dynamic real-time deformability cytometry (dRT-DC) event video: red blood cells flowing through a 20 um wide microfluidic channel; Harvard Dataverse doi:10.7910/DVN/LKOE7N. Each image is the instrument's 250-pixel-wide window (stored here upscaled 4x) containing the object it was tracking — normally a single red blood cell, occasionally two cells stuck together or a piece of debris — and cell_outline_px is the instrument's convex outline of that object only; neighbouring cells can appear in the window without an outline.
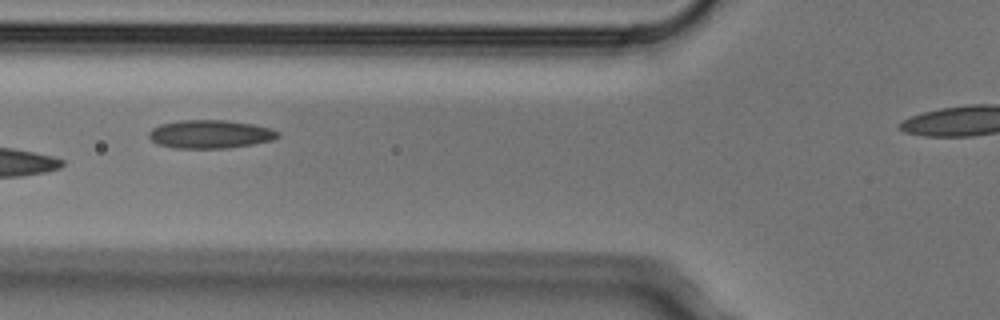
{"species": "Egyptian fruit bat (a non-hibernating species)", "species_latin": "Rousettus aegyptiacus", "temperature_condition": "cold", "stored_images_in_passage": 10, "camera_frame_rate_fps": 3000, "um_per_image_px": 0.085, "animal": {"sex": "male"}, "frame": {"image": 1, "passage_image": 5, "time_ms": 1.333, "image_size_px": [1000, 320], "cell_outline_px": [[280, 136], [272, 140], [252, 144], [228, 148], [172, 148], [156, 144], [148, 136], [148, 132], [152, 128], [160, 124], [180, 120], [228, 120], [252, 124], [272, 128], [280, 132]], "centroid_in_image_um": [17.86, 11.4], "position_along_channel_um": 107.9, "area_um2": 21.5}}
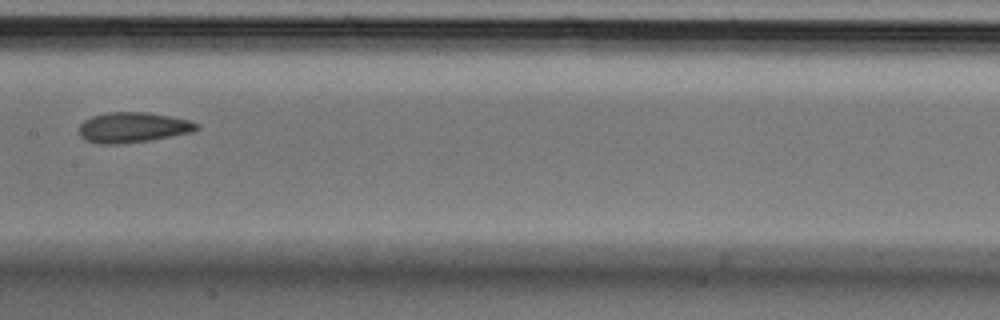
{"frame": {"image": 2, "passage_image": 7, "time_ms": 2.0, "image_size_px": [1000, 320], "cell_outline_px": [[200, 128], [192, 132], [152, 140], [120, 144], [100, 144], [84, 140], [80, 136], [80, 124], [84, 120], [92, 116], [108, 112], [148, 112], [172, 116], [188, 120], [200, 124]], "centroid_in_image_um": [11.31, 10.83], "position_along_channel_um": 196.1, "area_um2": 20.98}}
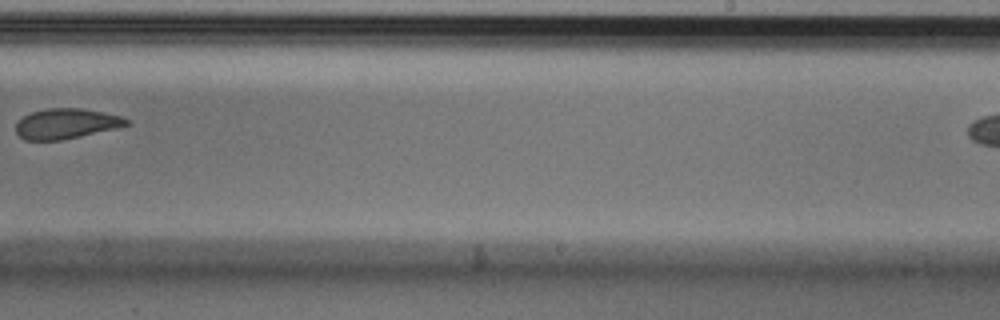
{"frame": {"image": 3, "passage_image": 9, "time_ms": 2.667, "image_size_px": [1000, 320], "cell_outline_px": [[128, 124], [116, 128], [80, 136], [60, 140], [24, 140], [16, 132], [16, 124], [24, 116], [32, 112], [48, 108], [84, 108], [104, 112], [120, 116], [128, 120]], "centroid_in_image_um": [5.61, 10.5], "position_along_channel_um": 283.4, "area_um2": 19.25}}